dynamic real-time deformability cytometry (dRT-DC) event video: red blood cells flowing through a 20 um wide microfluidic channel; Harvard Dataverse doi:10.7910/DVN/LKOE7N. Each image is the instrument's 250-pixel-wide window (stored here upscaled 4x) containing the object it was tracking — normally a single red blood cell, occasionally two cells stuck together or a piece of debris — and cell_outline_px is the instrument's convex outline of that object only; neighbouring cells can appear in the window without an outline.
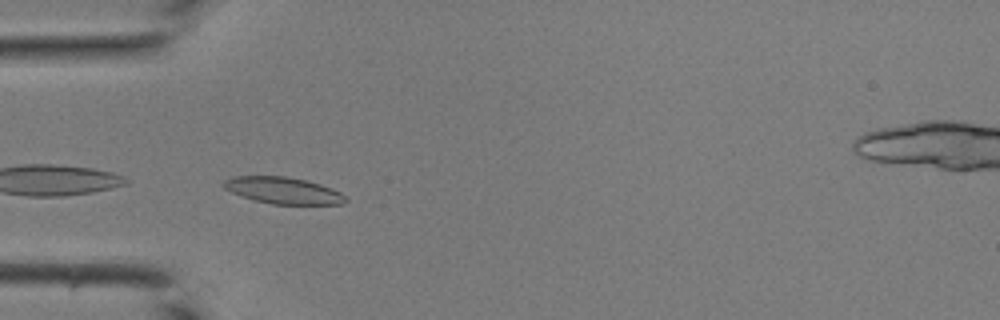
{"species": "common noctule bat (a hibernating species)", "species_latin": "Nyctalus noctula", "temperature_condition": "room temperature", "stored_images_in_passage": 29, "camera_frame_rate_fps": 3000, "um_per_image_px": 0.085, "animal": {"sex": "male", "body_mass_g": 19.0, "forearm_length_mm": 50.8}, "frame": {"image": 1, "passage_image": 4, "time_ms": 1.0, "image_size_px": [1000, 320], "cell_outline_px": [[348, 200], [344, 204], [272, 204], [256, 200], [232, 192], [224, 188], [220, 184], [224, 180], [232, 176], [288, 176], [320, 184], [332, 188], [340, 192]], "centroid_in_image_um": [24.06, 16.18], "position_along_channel_um": 60.9, "area_um2": 18.84}}
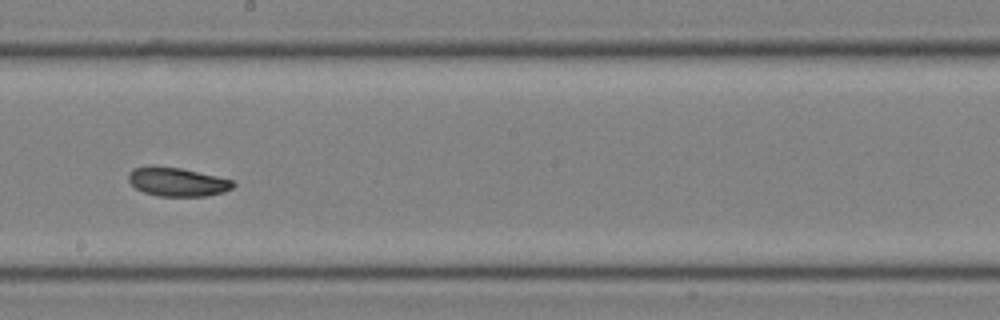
{"frame": {"image": 2, "passage_image": 15, "time_ms": 4.667, "image_size_px": [1000, 320], "cell_outline_px": [[236, 184], [232, 188], [224, 192], [204, 196], [156, 196], [144, 192], [136, 188], [128, 180], [128, 172], [132, 168], [152, 164], [180, 168], [216, 176], [232, 180]], "centroid_in_image_um": [15.02, 15.44], "position_along_channel_um": 233.2, "area_um2": 17.74}}
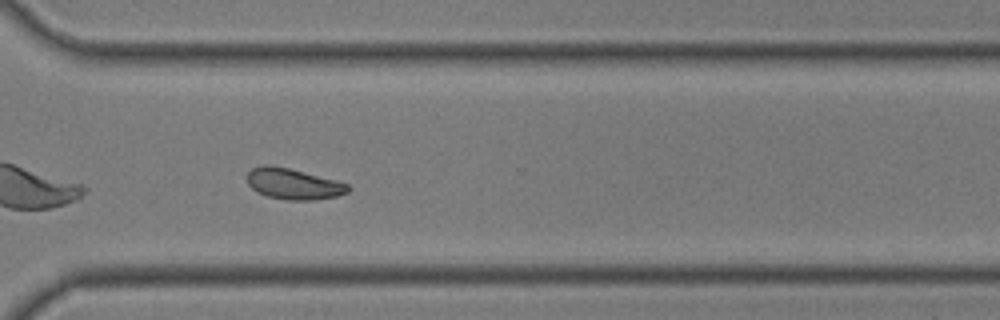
{"frame": {"image": 3, "passage_image": 22, "time_ms": 7.0, "image_size_px": [1000, 320], "cell_outline_px": [[352, 188], [348, 192], [336, 196], [316, 200], [288, 200], [268, 196], [256, 192], [248, 184], [248, 172], [252, 168], [264, 164], [268, 164], [288, 168], [336, 180], [348, 184]], "centroid_in_image_um": [24.95, 15.63], "position_along_channel_um": 345.7, "area_um2": 18.15}}